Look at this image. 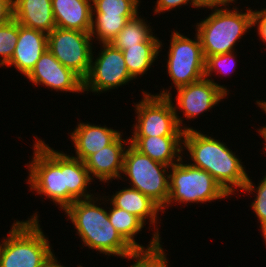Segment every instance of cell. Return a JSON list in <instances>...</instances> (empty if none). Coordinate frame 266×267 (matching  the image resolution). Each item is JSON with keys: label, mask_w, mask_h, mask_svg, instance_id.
I'll return each instance as SVG.
<instances>
[{"label": "cell", "mask_w": 266, "mask_h": 267, "mask_svg": "<svg viewBox=\"0 0 266 267\" xmlns=\"http://www.w3.org/2000/svg\"><path fill=\"white\" fill-rule=\"evenodd\" d=\"M237 53L239 52L233 51L220 55L209 56L205 59V78L211 80L213 83L219 86L228 96L230 90L225 85H220V83L218 84L217 81L212 79V77H214V75L217 77L222 74L224 77H231L230 74L236 72V65L239 61L237 60Z\"/></svg>", "instance_id": "26"}, {"label": "cell", "mask_w": 266, "mask_h": 267, "mask_svg": "<svg viewBox=\"0 0 266 267\" xmlns=\"http://www.w3.org/2000/svg\"><path fill=\"white\" fill-rule=\"evenodd\" d=\"M56 27L91 32L92 0H51Z\"/></svg>", "instance_id": "19"}, {"label": "cell", "mask_w": 266, "mask_h": 267, "mask_svg": "<svg viewBox=\"0 0 266 267\" xmlns=\"http://www.w3.org/2000/svg\"><path fill=\"white\" fill-rule=\"evenodd\" d=\"M144 18L138 13L134 18L129 19L110 43L123 51L127 47L138 46L147 41L154 34L152 30L154 28L150 26L152 23Z\"/></svg>", "instance_id": "23"}, {"label": "cell", "mask_w": 266, "mask_h": 267, "mask_svg": "<svg viewBox=\"0 0 266 267\" xmlns=\"http://www.w3.org/2000/svg\"><path fill=\"white\" fill-rule=\"evenodd\" d=\"M105 197L115 207L136 215L145 224H148L149 222V227L153 228V233L161 240L163 239L160 235L161 232H159V224L162 223L161 221H163L161 218H159V212H161V216L162 210L149 197L130 186L122 187V189L118 187V191H115V193L113 192L112 195H105Z\"/></svg>", "instance_id": "16"}, {"label": "cell", "mask_w": 266, "mask_h": 267, "mask_svg": "<svg viewBox=\"0 0 266 267\" xmlns=\"http://www.w3.org/2000/svg\"><path fill=\"white\" fill-rule=\"evenodd\" d=\"M259 135L258 136H261L260 138L262 139L263 138V141L264 142H262L264 145H263V148H262V150L264 151V152H262L263 154L265 153L266 154V132H257Z\"/></svg>", "instance_id": "36"}, {"label": "cell", "mask_w": 266, "mask_h": 267, "mask_svg": "<svg viewBox=\"0 0 266 267\" xmlns=\"http://www.w3.org/2000/svg\"><path fill=\"white\" fill-rule=\"evenodd\" d=\"M168 259L166 250L160 243L152 249L135 251L128 259L133 261L128 267H171Z\"/></svg>", "instance_id": "28"}, {"label": "cell", "mask_w": 266, "mask_h": 267, "mask_svg": "<svg viewBox=\"0 0 266 267\" xmlns=\"http://www.w3.org/2000/svg\"><path fill=\"white\" fill-rule=\"evenodd\" d=\"M257 185V186H256ZM248 193V195H254V200L250 202V209L255 213V217L257 218V223L260 224L259 228L262 232L261 236L263 237V242L266 246V173L265 175L255 184L250 176H248V180L240 191V193Z\"/></svg>", "instance_id": "25"}, {"label": "cell", "mask_w": 266, "mask_h": 267, "mask_svg": "<svg viewBox=\"0 0 266 267\" xmlns=\"http://www.w3.org/2000/svg\"><path fill=\"white\" fill-rule=\"evenodd\" d=\"M33 86H43L51 91L83 93V80L71 69L63 66L47 49L31 72L25 77Z\"/></svg>", "instance_id": "13"}, {"label": "cell", "mask_w": 266, "mask_h": 267, "mask_svg": "<svg viewBox=\"0 0 266 267\" xmlns=\"http://www.w3.org/2000/svg\"><path fill=\"white\" fill-rule=\"evenodd\" d=\"M34 137L33 155L29 163L25 164L28 169L25 183L29 185V191L40 195V198L44 196V199H50L55 206L58 205L60 211L76 200L96 195L89 190L93 180L82 160L67 152L55 150L37 135Z\"/></svg>", "instance_id": "1"}, {"label": "cell", "mask_w": 266, "mask_h": 267, "mask_svg": "<svg viewBox=\"0 0 266 267\" xmlns=\"http://www.w3.org/2000/svg\"><path fill=\"white\" fill-rule=\"evenodd\" d=\"M171 31L167 58H165L167 75L171 79L168 89L162 87L160 93L155 95L168 97L173 95L172 88L178 89L188 84L197 82L205 77V58L202 52L201 42L197 33L190 38L188 35ZM167 61V62H166Z\"/></svg>", "instance_id": "7"}, {"label": "cell", "mask_w": 266, "mask_h": 267, "mask_svg": "<svg viewBox=\"0 0 266 267\" xmlns=\"http://www.w3.org/2000/svg\"><path fill=\"white\" fill-rule=\"evenodd\" d=\"M38 213L35 211L26 220L13 221L0 242V267H41L54 253Z\"/></svg>", "instance_id": "5"}, {"label": "cell", "mask_w": 266, "mask_h": 267, "mask_svg": "<svg viewBox=\"0 0 266 267\" xmlns=\"http://www.w3.org/2000/svg\"><path fill=\"white\" fill-rule=\"evenodd\" d=\"M98 194V195H97ZM94 197L76 200L64 214L71 221L82 247L109 257L129 259L135 250L121 237L108 217L107 198L97 192ZM104 206H103V205ZM84 245V246H83Z\"/></svg>", "instance_id": "2"}, {"label": "cell", "mask_w": 266, "mask_h": 267, "mask_svg": "<svg viewBox=\"0 0 266 267\" xmlns=\"http://www.w3.org/2000/svg\"><path fill=\"white\" fill-rule=\"evenodd\" d=\"M231 8V9H230ZM210 14L194 23L204 58L237 51L236 45L253 28L251 6L242 10L232 7H213ZM244 35V36H243Z\"/></svg>", "instance_id": "4"}, {"label": "cell", "mask_w": 266, "mask_h": 267, "mask_svg": "<svg viewBox=\"0 0 266 267\" xmlns=\"http://www.w3.org/2000/svg\"><path fill=\"white\" fill-rule=\"evenodd\" d=\"M252 15H253V29L255 28V32L258 35L261 42L265 45L266 50V6L265 8L261 7V10L252 8ZM256 26V27H255ZM257 30V31H256Z\"/></svg>", "instance_id": "31"}, {"label": "cell", "mask_w": 266, "mask_h": 267, "mask_svg": "<svg viewBox=\"0 0 266 267\" xmlns=\"http://www.w3.org/2000/svg\"><path fill=\"white\" fill-rule=\"evenodd\" d=\"M174 94H176V97L173 98L172 95H169L168 99L172 101L177 123L184 132L195 130L193 126L189 125V127L185 124V119L188 123L191 120H196L199 115L208 113L215 106L219 107L220 102L224 101L223 99H228V95L219 86L205 77L176 89Z\"/></svg>", "instance_id": "11"}, {"label": "cell", "mask_w": 266, "mask_h": 267, "mask_svg": "<svg viewBox=\"0 0 266 267\" xmlns=\"http://www.w3.org/2000/svg\"><path fill=\"white\" fill-rule=\"evenodd\" d=\"M13 18L47 35L56 27L51 0H13Z\"/></svg>", "instance_id": "20"}, {"label": "cell", "mask_w": 266, "mask_h": 267, "mask_svg": "<svg viewBox=\"0 0 266 267\" xmlns=\"http://www.w3.org/2000/svg\"><path fill=\"white\" fill-rule=\"evenodd\" d=\"M141 92L143 98L133 102L136 123L132 125L130 136H183L172 101L148 90L142 89Z\"/></svg>", "instance_id": "10"}, {"label": "cell", "mask_w": 266, "mask_h": 267, "mask_svg": "<svg viewBox=\"0 0 266 267\" xmlns=\"http://www.w3.org/2000/svg\"><path fill=\"white\" fill-rule=\"evenodd\" d=\"M122 132L123 130L119 131L105 124L101 126L79 120L73 132H68V138L75 149V154L72 151L70 154L84 162L90 155L110 145Z\"/></svg>", "instance_id": "15"}, {"label": "cell", "mask_w": 266, "mask_h": 267, "mask_svg": "<svg viewBox=\"0 0 266 267\" xmlns=\"http://www.w3.org/2000/svg\"><path fill=\"white\" fill-rule=\"evenodd\" d=\"M163 40L153 34L144 43L138 46L127 47L122 51L126 67L130 75L136 80L146 75L148 71L153 69L158 56L161 54L164 47Z\"/></svg>", "instance_id": "22"}, {"label": "cell", "mask_w": 266, "mask_h": 267, "mask_svg": "<svg viewBox=\"0 0 266 267\" xmlns=\"http://www.w3.org/2000/svg\"><path fill=\"white\" fill-rule=\"evenodd\" d=\"M238 0H198L199 7L202 9H208L213 7H229L232 6V3L237 4Z\"/></svg>", "instance_id": "33"}, {"label": "cell", "mask_w": 266, "mask_h": 267, "mask_svg": "<svg viewBox=\"0 0 266 267\" xmlns=\"http://www.w3.org/2000/svg\"><path fill=\"white\" fill-rule=\"evenodd\" d=\"M93 39L89 32L55 27L48 34V50L66 68L84 80L91 67Z\"/></svg>", "instance_id": "12"}, {"label": "cell", "mask_w": 266, "mask_h": 267, "mask_svg": "<svg viewBox=\"0 0 266 267\" xmlns=\"http://www.w3.org/2000/svg\"><path fill=\"white\" fill-rule=\"evenodd\" d=\"M204 133L198 129L183 133V154L186 152L189 157L186 161L207 171L230 196H236L245 186L249 176L241 162L242 158L228 148L223 140Z\"/></svg>", "instance_id": "3"}, {"label": "cell", "mask_w": 266, "mask_h": 267, "mask_svg": "<svg viewBox=\"0 0 266 267\" xmlns=\"http://www.w3.org/2000/svg\"><path fill=\"white\" fill-rule=\"evenodd\" d=\"M255 104L261 109V112L266 115V100H256ZM263 126L257 128V132H266V125L262 124Z\"/></svg>", "instance_id": "35"}, {"label": "cell", "mask_w": 266, "mask_h": 267, "mask_svg": "<svg viewBox=\"0 0 266 267\" xmlns=\"http://www.w3.org/2000/svg\"><path fill=\"white\" fill-rule=\"evenodd\" d=\"M61 260H58V256L56 257L53 253L46 262L41 267H66L65 265H62L63 263H60ZM77 267H82V265H77Z\"/></svg>", "instance_id": "34"}, {"label": "cell", "mask_w": 266, "mask_h": 267, "mask_svg": "<svg viewBox=\"0 0 266 267\" xmlns=\"http://www.w3.org/2000/svg\"><path fill=\"white\" fill-rule=\"evenodd\" d=\"M18 41V22L13 19L0 26V67L6 66L13 56Z\"/></svg>", "instance_id": "29"}, {"label": "cell", "mask_w": 266, "mask_h": 267, "mask_svg": "<svg viewBox=\"0 0 266 267\" xmlns=\"http://www.w3.org/2000/svg\"><path fill=\"white\" fill-rule=\"evenodd\" d=\"M135 16H105L93 14L90 35L95 44L110 43L124 28L126 22Z\"/></svg>", "instance_id": "24"}, {"label": "cell", "mask_w": 266, "mask_h": 267, "mask_svg": "<svg viewBox=\"0 0 266 267\" xmlns=\"http://www.w3.org/2000/svg\"><path fill=\"white\" fill-rule=\"evenodd\" d=\"M154 4L155 7L152 9L154 11V16L157 14L160 16L161 14L171 12L176 8L180 10L182 6H191L195 9H200L198 0H156L154 1Z\"/></svg>", "instance_id": "30"}, {"label": "cell", "mask_w": 266, "mask_h": 267, "mask_svg": "<svg viewBox=\"0 0 266 267\" xmlns=\"http://www.w3.org/2000/svg\"><path fill=\"white\" fill-rule=\"evenodd\" d=\"M108 217L111 224L121 235V237L135 250H148L157 247L162 243L161 239L152 233L148 245H142L136 242L138 234L146 227L145 223L136 215L127 212L126 210L115 207L109 200H107ZM111 207V208H110Z\"/></svg>", "instance_id": "21"}, {"label": "cell", "mask_w": 266, "mask_h": 267, "mask_svg": "<svg viewBox=\"0 0 266 267\" xmlns=\"http://www.w3.org/2000/svg\"><path fill=\"white\" fill-rule=\"evenodd\" d=\"M169 171V166L154 161L129 144L119 180L127 181V186L140 191L162 209L169 198Z\"/></svg>", "instance_id": "8"}, {"label": "cell", "mask_w": 266, "mask_h": 267, "mask_svg": "<svg viewBox=\"0 0 266 267\" xmlns=\"http://www.w3.org/2000/svg\"><path fill=\"white\" fill-rule=\"evenodd\" d=\"M129 140L140 153L169 167L183 157V136H129Z\"/></svg>", "instance_id": "18"}, {"label": "cell", "mask_w": 266, "mask_h": 267, "mask_svg": "<svg viewBox=\"0 0 266 267\" xmlns=\"http://www.w3.org/2000/svg\"><path fill=\"white\" fill-rule=\"evenodd\" d=\"M183 158L186 157L183 156L176 164L170 167L169 198L166 205L161 209L162 214L166 213L165 210L175 206V204L188 207V205H192L191 203L201 205V203L206 204V202L210 203L216 200L220 201V199L231 198L207 171L192 166Z\"/></svg>", "instance_id": "6"}, {"label": "cell", "mask_w": 266, "mask_h": 267, "mask_svg": "<svg viewBox=\"0 0 266 267\" xmlns=\"http://www.w3.org/2000/svg\"><path fill=\"white\" fill-rule=\"evenodd\" d=\"M124 137L123 132L108 146L90 155L85 161V166L92 180L101 183H112L120 179L123 171L124 155L130 144L129 137ZM123 138V139H122Z\"/></svg>", "instance_id": "14"}, {"label": "cell", "mask_w": 266, "mask_h": 267, "mask_svg": "<svg viewBox=\"0 0 266 267\" xmlns=\"http://www.w3.org/2000/svg\"><path fill=\"white\" fill-rule=\"evenodd\" d=\"M100 50L92 52L91 67L87 77L83 80V94L89 92L94 95L109 93L112 90L134 83L124 61L122 50L111 43H100ZM96 53V54H95ZM98 54V55H97ZM96 57H95V56Z\"/></svg>", "instance_id": "9"}, {"label": "cell", "mask_w": 266, "mask_h": 267, "mask_svg": "<svg viewBox=\"0 0 266 267\" xmlns=\"http://www.w3.org/2000/svg\"><path fill=\"white\" fill-rule=\"evenodd\" d=\"M48 48V35L18 23V41L11 61L4 67H14L25 77Z\"/></svg>", "instance_id": "17"}, {"label": "cell", "mask_w": 266, "mask_h": 267, "mask_svg": "<svg viewBox=\"0 0 266 267\" xmlns=\"http://www.w3.org/2000/svg\"><path fill=\"white\" fill-rule=\"evenodd\" d=\"M141 0H92L93 14L105 16H136Z\"/></svg>", "instance_id": "27"}, {"label": "cell", "mask_w": 266, "mask_h": 267, "mask_svg": "<svg viewBox=\"0 0 266 267\" xmlns=\"http://www.w3.org/2000/svg\"><path fill=\"white\" fill-rule=\"evenodd\" d=\"M13 0H0V26L13 20Z\"/></svg>", "instance_id": "32"}]
</instances>
